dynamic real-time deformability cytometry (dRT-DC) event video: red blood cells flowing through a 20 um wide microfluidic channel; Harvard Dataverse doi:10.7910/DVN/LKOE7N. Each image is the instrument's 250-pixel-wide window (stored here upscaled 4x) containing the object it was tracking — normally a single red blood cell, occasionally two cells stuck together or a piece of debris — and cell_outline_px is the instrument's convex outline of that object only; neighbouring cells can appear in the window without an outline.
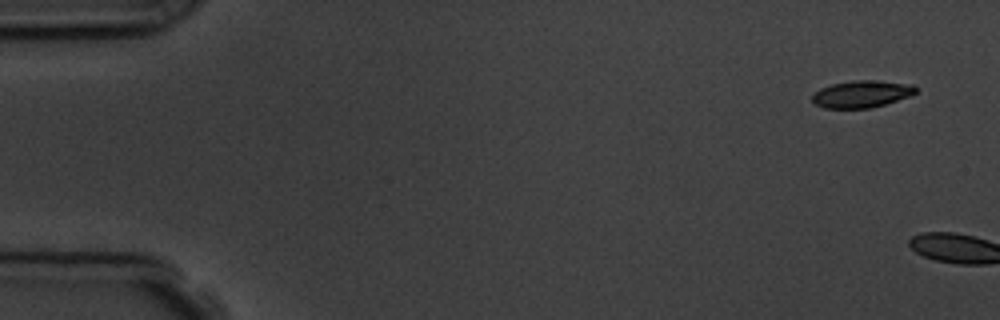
{"species": "common noctule bat (a hibernating species)", "species_latin": "Nyctalus noctula", "temperature_condition": "room temperature", "stored_images_in_passage": 2, "camera_frame_rate_fps": 3000, "um_per_image_px": 0.085, "animal": {"sex": "male", "body_mass_g": 19.5, "forearm_length_mm": 54.6}, "frame": {"image": 1, "passage_image": 1, "time_ms": 0.0, "image_size_px": [1000, 320], "cell_outline_px": [[916, 92], [912, 96], [872, 108], [824, 108], [816, 104], [812, 100], [812, 96], [820, 88], [832, 84], [852, 80], [880, 80], [912, 84], [916, 88]], "centroid_in_image_um": [73.28, 7.98], "position_along_channel_um": 11.7, "area_um2": 16.47}}